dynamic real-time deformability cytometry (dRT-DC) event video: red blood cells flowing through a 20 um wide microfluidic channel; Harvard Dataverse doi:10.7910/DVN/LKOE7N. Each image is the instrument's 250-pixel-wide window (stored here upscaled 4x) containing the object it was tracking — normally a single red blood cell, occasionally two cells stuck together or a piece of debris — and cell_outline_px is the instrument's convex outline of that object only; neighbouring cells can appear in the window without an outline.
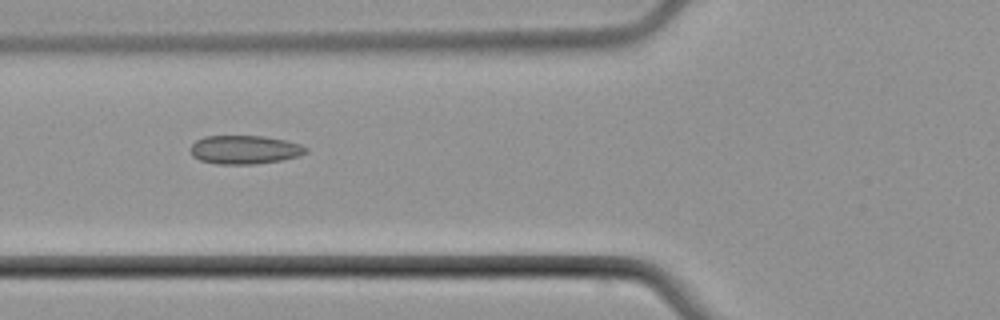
{"species": "common noctule bat (a hibernating species)", "species_latin": "Nyctalus noctula", "temperature_condition": "cold", "stored_images_in_passage": 6, "camera_frame_rate_fps": 3000, "um_per_image_px": 0.085, "animal": {"sex": "male", "body_mass_g": 21.5, "forearm_length_mm": 52.0}, "frame": {"image": 1, "passage_image": 5, "time_ms": 6.0, "image_size_px": [1000, 320], "cell_outline_px": [[308, 152], [300, 156], [280, 160], [256, 164], [216, 164], [200, 160], [192, 156], [188, 148], [196, 140], [204, 136], [264, 136], [284, 140], [300, 144], [308, 148]], "centroid_in_image_um": [20.77, 12.72], "position_along_channel_um": 105.0, "area_um2": 19.42}}
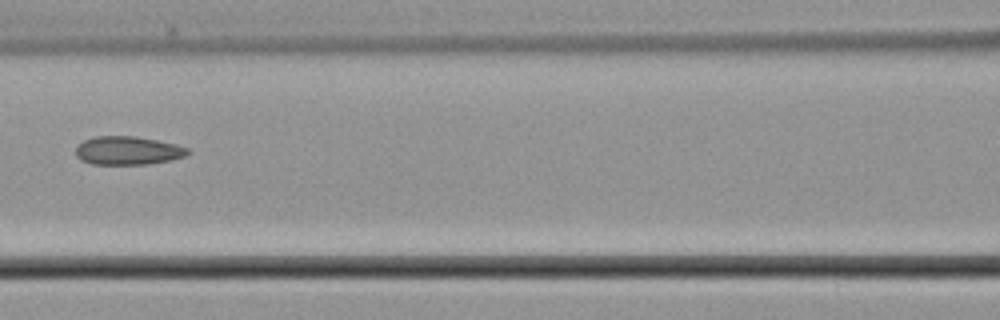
{"frame": {"image": 2, "passage_image": 6, "time_ms": 7.333, "image_size_px": [1000, 320], "cell_outline_px": [[192, 152], [184, 156], [172, 160], [148, 164], [92, 164], [80, 160], [76, 156], [76, 148], [84, 140], [96, 136], [136, 136], [176, 144], [188, 148]], "centroid_in_image_um": [10.88, 12.8], "position_along_channel_um": 155.7, "area_um2": 18.61}}